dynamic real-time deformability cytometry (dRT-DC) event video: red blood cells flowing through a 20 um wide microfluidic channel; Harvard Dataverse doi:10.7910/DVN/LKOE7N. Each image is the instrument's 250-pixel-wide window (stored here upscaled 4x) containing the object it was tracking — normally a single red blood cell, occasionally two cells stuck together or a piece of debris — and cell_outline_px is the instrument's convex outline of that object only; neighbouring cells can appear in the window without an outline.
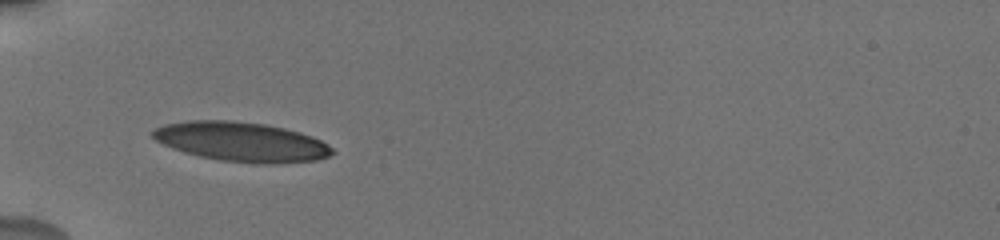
{"species": "human", "species_latin": "Homo sapiens", "temperature_condition": "cold", "stored_images_in_passage": 2, "camera_frame_rate_fps": 3000, "um_per_image_px": 0.085, "donor": {"sex": "male"}, "frame": {"image": 1, "passage_image": 1, "time_ms": 0.0, "image_size_px": [1000, 240], "cell_outline_px": [[336, 152], [328, 156], [316, 160], [272, 164], [264, 164], [220, 160], [200, 156], [184, 152], [172, 148], [156, 140], [148, 132], [164, 124], [188, 120], [232, 120], [264, 124], [284, 128], [300, 132], [312, 136], [328, 144]], "centroid_in_image_um": [20.51, 12.04], "position_along_channel_um": 64.5, "area_um2": 41.33}}